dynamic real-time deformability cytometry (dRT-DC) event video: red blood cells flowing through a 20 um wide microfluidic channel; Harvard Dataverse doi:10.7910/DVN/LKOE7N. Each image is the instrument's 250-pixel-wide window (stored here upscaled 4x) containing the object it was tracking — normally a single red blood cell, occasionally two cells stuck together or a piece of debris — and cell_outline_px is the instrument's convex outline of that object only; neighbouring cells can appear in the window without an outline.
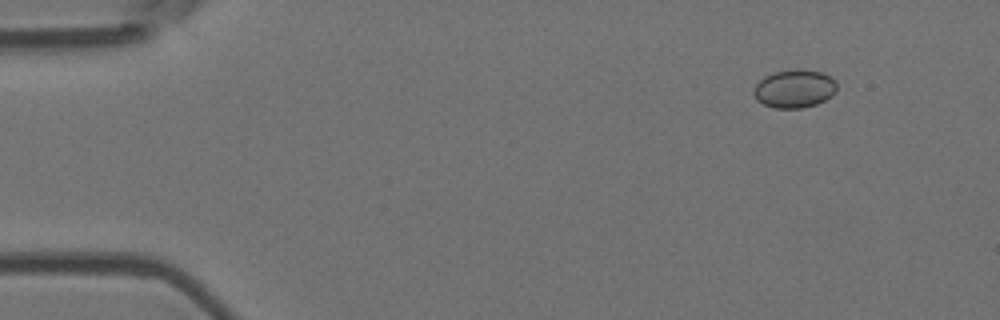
{"species": "Egyptian fruit bat (a non-hibernating species)", "species_latin": "Rousettus aegyptiacus", "temperature_condition": "room temperature", "stored_images_in_passage": 53, "camera_frame_rate_fps": 3000, "um_per_image_px": 0.085, "animal": {"sex": "female"}, "frame": {"image": 1, "passage_image": 3, "time_ms": 0.667, "image_size_px": [1000, 320], "cell_outline_px": [[836, 92], [832, 96], [816, 104], [800, 108], [776, 108], [764, 104], [756, 100], [752, 92], [756, 84], [764, 76], [776, 72], [796, 68], [820, 72], [828, 76], [836, 84]], "centroid_in_image_um": [67.49, 7.54], "position_along_channel_um": 17.5, "area_um2": 18.38}}
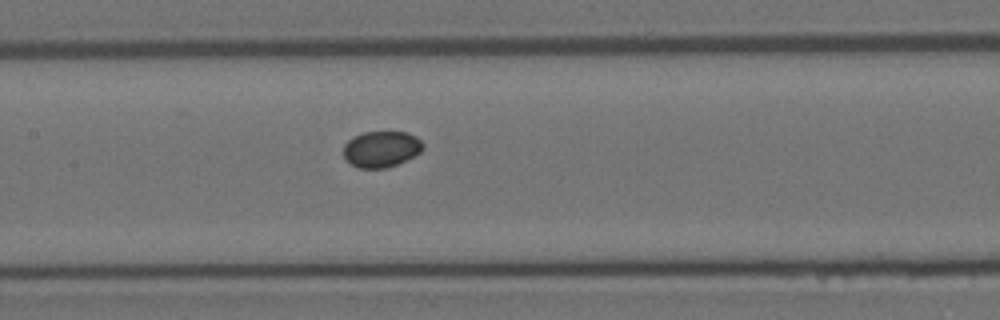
{"frame": {"image": 2, "passage_image": 24, "time_ms": 7.667, "image_size_px": [1000, 320], "cell_outline_px": [[424, 148], [420, 152], [396, 164], [384, 168], [360, 168], [352, 164], [344, 156], [344, 144], [352, 136], [364, 132], [408, 132], [416, 136], [424, 144]], "centroid_in_image_um": [32.41, 12.65], "position_along_channel_um": 175.0, "area_um2": 16.59}}
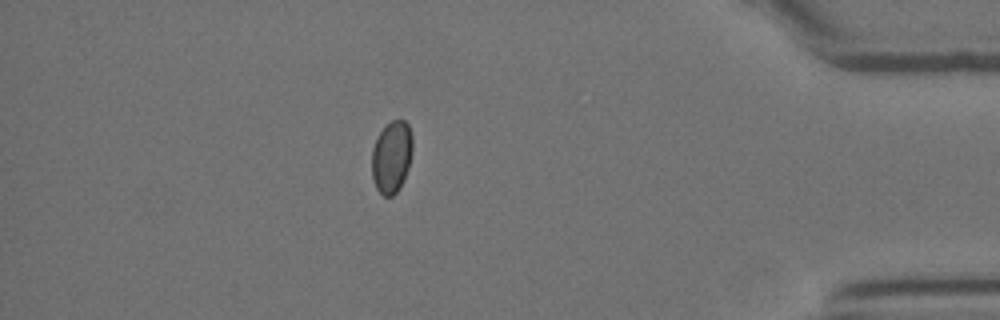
{"frame": {"image": 3, "passage_image": 46, "time_ms": 15.0, "image_size_px": [1000, 320], "cell_outline_px": [[412, 152], [408, 168], [404, 180], [400, 188], [392, 196], [384, 196], [376, 188], [372, 176], [372, 148], [380, 132], [392, 120], [404, 120], [408, 124], [412, 136]], "centroid_in_image_um": [33.29, 13.35], "position_along_channel_um": 401.9, "area_um2": 17.05}}